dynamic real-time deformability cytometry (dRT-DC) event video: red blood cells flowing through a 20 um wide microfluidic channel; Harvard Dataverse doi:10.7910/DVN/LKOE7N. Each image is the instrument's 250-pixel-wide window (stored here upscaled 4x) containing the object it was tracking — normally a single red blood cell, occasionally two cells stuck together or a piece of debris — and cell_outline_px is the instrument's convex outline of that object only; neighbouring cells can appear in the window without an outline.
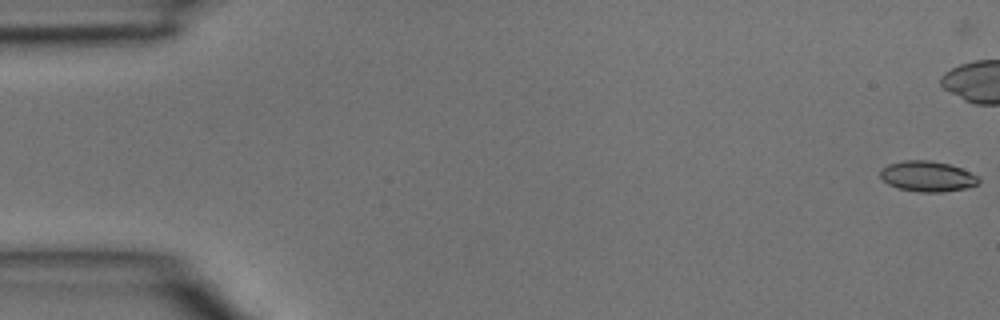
{"species": "common noctule bat (a hibernating species)", "species_latin": "Nyctalus noctula", "temperature_condition": "room temperature", "stored_images_in_passage": 4, "camera_frame_rate_fps": 3000, "um_per_image_px": 0.085, "animal": {"sex": "male", "body_mass_g": 15.6}, "frame": {"image": 1, "passage_image": 1, "time_ms": 0.0, "image_size_px": [1000, 320], "cell_outline_px": [[980, 180], [976, 184], [968, 188], [940, 192], [920, 192], [900, 188], [888, 184], [880, 176], [880, 168], [888, 164], [904, 160], [928, 160], [948, 164], [960, 168], [980, 176]], "centroid_in_image_um": [78.83, 14.98], "position_along_channel_um": 6.2, "area_um2": 17.46}}